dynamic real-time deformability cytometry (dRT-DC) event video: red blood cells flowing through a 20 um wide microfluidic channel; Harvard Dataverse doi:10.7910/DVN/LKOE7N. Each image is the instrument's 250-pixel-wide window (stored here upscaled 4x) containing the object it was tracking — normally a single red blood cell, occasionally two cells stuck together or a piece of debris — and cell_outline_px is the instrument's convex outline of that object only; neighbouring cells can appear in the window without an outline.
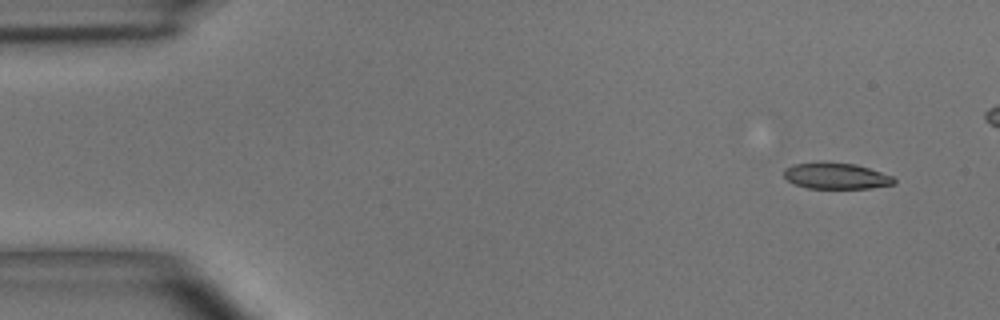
{"species": "common noctule bat (a hibernating species)", "species_latin": "Nyctalus noctula", "temperature_condition": "room temperature", "stored_images_in_passage": 5, "camera_frame_rate_fps": 3000, "um_per_image_px": 0.085, "animal": {"sex": "male", "body_mass_g": 15.6}, "frame": {"image": 1, "passage_image": 1, "time_ms": 0.0, "image_size_px": [1000, 320], "cell_outline_px": [[896, 184], [868, 188], [808, 188], [796, 184], [788, 180], [784, 176], [784, 168], [796, 164], [856, 164], [892, 176], [896, 180]], "centroid_in_image_um": [71.11, 14.99], "position_along_channel_um": 13.9, "area_um2": 16.07}}